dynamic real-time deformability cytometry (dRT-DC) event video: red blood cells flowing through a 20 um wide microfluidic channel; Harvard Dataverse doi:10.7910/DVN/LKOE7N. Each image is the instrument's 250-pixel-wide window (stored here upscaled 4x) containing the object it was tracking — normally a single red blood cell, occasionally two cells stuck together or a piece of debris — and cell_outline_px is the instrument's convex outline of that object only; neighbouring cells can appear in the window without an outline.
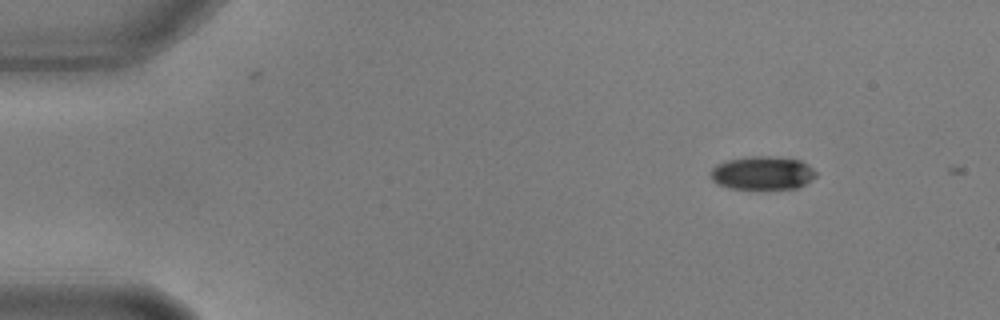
{"species": "common noctule bat (a hibernating species)", "species_latin": "Nyctalus noctula", "temperature_condition": "warm", "stored_images_in_passage": 46, "camera_frame_rate_fps": 3000, "um_per_image_px": 0.085, "animal": {"sex": "male", "body_mass_g": 17.9, "forearm_length_mm": 54.2}, "frame": {"image": 1, "passage_image": 1, "time_ms": 0.0, "image_size_px": [1000, 320], "cell_outline_px": [[816, 176], [804, 184], [796, 188], [756, 192], [728, 188], [716, 184], [712, 180], [712, 168], [716, 164], [728, 160], [752, 156], [768, 156], [800, 160], [808, 164], [816, 172]], "centroid_in_image_um": [64.79, 14.76], "position_along_channel_um": 20.2, "area_um2": 21.21}}
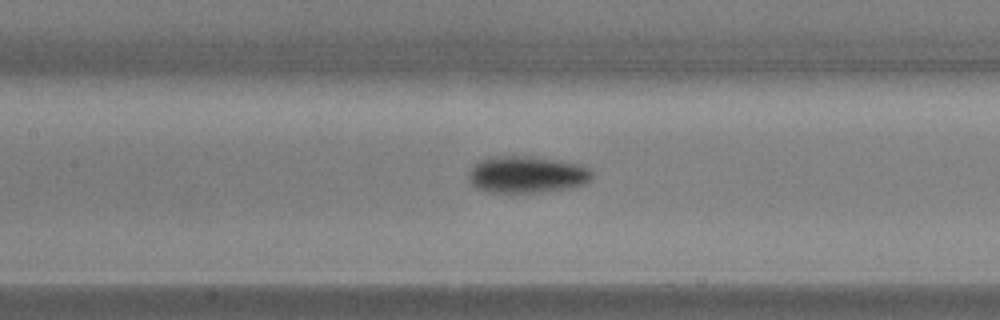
{"frame": {"image": 2, "passage_image": 21, "time_ms": 6.667, "image_size_px": [1000, 320], "cell_outline_px": [[592, 176], [584, 184], [572, 188], [540, 192], [488, 192], [476, 188], [468, 180], [468, 172], [480, 160], [496, 156], [532, 156], [560, 160], [580, 164], [588, 168], [592, 172]], "centroid_in_image_um": [44.78, 14.83], "position_along_channel_um": 162.6, "area_um2": 26.59}}
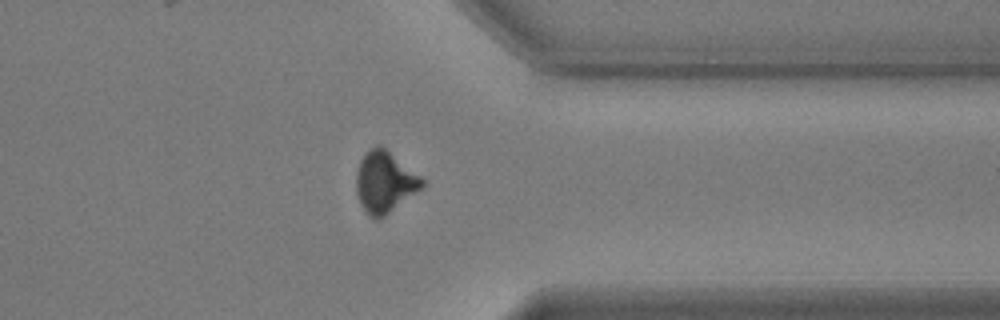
{"frame": {"image": 3, "passage_image": 40, "time_ms": 13.0, "image_size_px": [1000, 320], "cell_outline_px": [[424, 184], [416, 192], [380, 220], [376, 220], [368, 216], [364, 212], [360, 204], [356, 192], [356, 172], [360, 160], [364, 152], [376, 144], [380, 144], [420, 176], [424, 180]], "centroid_in_image_um": [32.64, 15.48], "position_along_channel_um": 378.8, "area_um2": 23.64}}